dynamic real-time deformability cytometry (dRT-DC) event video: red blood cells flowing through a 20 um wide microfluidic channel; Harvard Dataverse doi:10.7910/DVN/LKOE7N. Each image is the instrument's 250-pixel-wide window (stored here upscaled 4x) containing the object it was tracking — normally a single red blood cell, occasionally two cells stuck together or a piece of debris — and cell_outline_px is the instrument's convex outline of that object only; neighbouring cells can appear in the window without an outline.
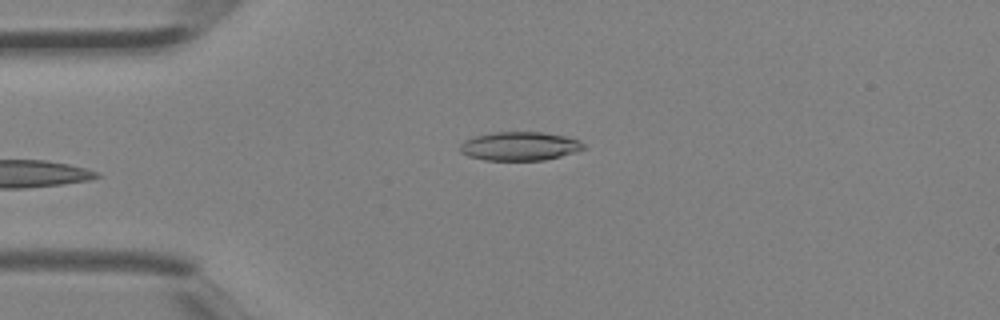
{"species": "Egyptian fruit bat (a non-hibernating species)", "species_latin": "Rousettus aegyptiacus", "temperature_condition": "room temperature", "stored_images_in_passage": 3, "camera_frame_rate_fps": 3000, "um_per_image_px": 0.085, "animal": {"sex": "female"}, "frame": {"image": 1, "passage_image": 2, "time_ms": 0.333, "image_size_px": [1000, 320], "cell_outline_px": [[584, 148], [576, 152], [544, 160], [484, 160], [468, 156], [460, 152], [460, 144], [464, 140], [476, 136], [492, 132], [544, 132], [564, 136], [580, 140], [584, 144]], "centroid_in_image_um": [44.16, 12.42], "position_along_channel_um": 40.8, "area_um2": 20.69}}